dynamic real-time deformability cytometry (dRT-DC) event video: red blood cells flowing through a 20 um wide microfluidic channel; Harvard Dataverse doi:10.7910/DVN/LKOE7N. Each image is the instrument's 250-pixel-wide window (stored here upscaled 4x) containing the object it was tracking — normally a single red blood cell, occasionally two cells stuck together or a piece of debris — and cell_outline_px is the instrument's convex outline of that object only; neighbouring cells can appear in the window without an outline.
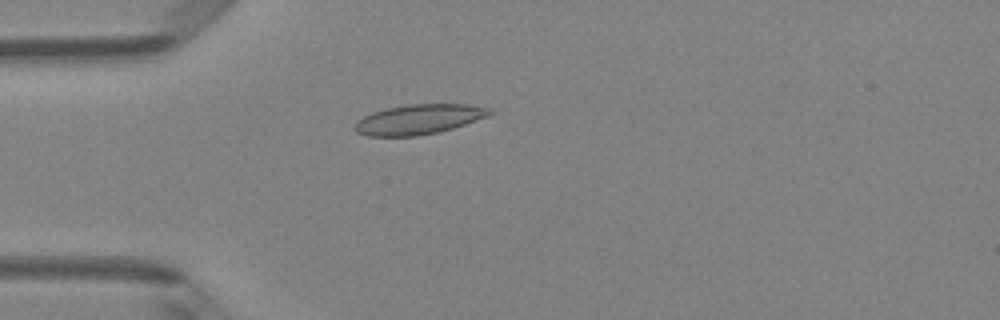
{"species": "Egyptian fruit bat (a non-hibernating species)", "species_latin": "Rousettus aegyptiacus", "temperature_condition": "room temperature", "stored_images_in_passage": 5, "camera_frame_rate_fps": 3000, "um_per_image_px": 0.085, "animal": {"sex": "female"}, "frame": {"image": 1, "passage_image": 4, "time_ms": 3.667, "image_size_px": [1000, 320], "cell_outline_px": [[492, 112], [488, 116], [440, 132], [416, 136], [368, 136], [356, 132], [352, 128], [356, 120], [372, 112], [384, 108], [408, 104], [468, 104], [492, 108]], "centroid_in_image_um": [35.55, 10.14], "position_along_channel_um": 49.4, "area_um2": 23.7}}